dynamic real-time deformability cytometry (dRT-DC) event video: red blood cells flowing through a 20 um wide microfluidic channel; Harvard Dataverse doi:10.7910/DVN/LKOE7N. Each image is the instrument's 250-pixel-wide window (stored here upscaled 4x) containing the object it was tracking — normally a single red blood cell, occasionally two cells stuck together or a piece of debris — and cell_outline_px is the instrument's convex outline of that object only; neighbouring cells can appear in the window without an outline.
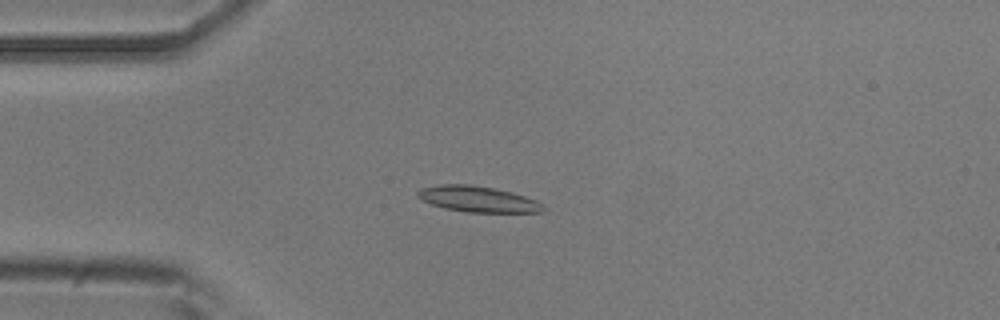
{"species": "common noctule bat (a hibernating species)", "species_latin": "Nyctalus noctula", "temperature_condition": "room temperature", "stored_images_in_passage": 51, "camera_frame_rate_fps": 3000, "um_per_image_px": 0.085, "animal": {"sex": "male", "body_mass_g": 20.5, "forearm_length_mm": 52.5}, "frame": {"image": 1, "passage_image": 12, "time_ms": 3.667, "image_size_px": [1000, 320], "cell_outline_px": [[548, 208], [544, 212], [468, 212], [444, 208], [432, 204], [416, 196], [416, 192], [420, 188], [440, 184], [468, 184], [492, 188], [512, 192], [536, 200], [544, 204]], "centroid_in_image_um": [40.65, 16.92], "position_along_channel_um": 44.4, "area_um2": 18.96}}
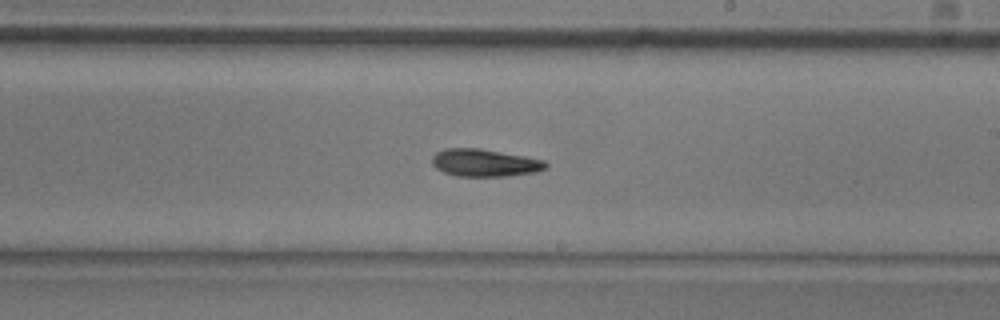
{"frame": {"image": 2, "passage_image": 29, "time_ms": 9.333, "image_size_px": [1000, 320], "cell_outline_px": [[548, 168], [536, 172], [508, 176], [456, 176], [444, 172], [436, 168], [432, 164], [432, 156], [436, 152], [444, 148], [480, 148], [524, 156], [544, 160], [548, 164]], "centroid_in_image_um": [41.2, 13.84], "position_along_channel_um": 247.8, "area_um2": 18.32}}
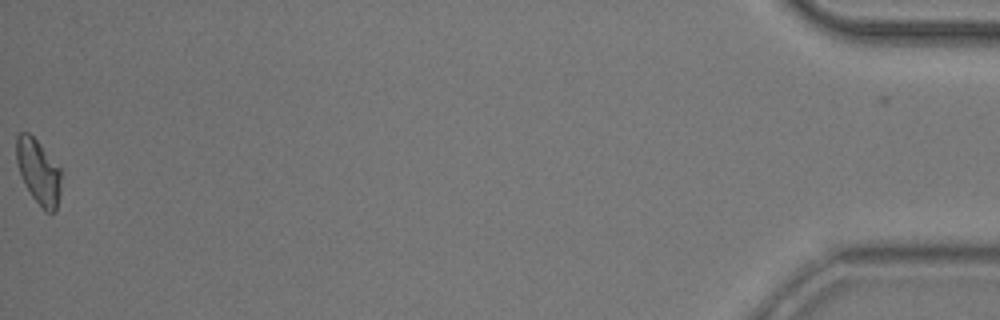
{"frame": {"image": 3, "passage_image": 51, "time_ms": 16.667, "image_size_px": [1000, 320], "cell_outline_px": [[60, 196], [56, 208], [52, 212], [44, 212], [32, 196], [24, 184], [16, 160], [16, 136], [20, 132], [28, 132], [40, 144], [60, 168]], "centroid_in_image_um": [3.26, 14.6], "position_along_channel_um": 431.9, "area_um2": 16.76}}